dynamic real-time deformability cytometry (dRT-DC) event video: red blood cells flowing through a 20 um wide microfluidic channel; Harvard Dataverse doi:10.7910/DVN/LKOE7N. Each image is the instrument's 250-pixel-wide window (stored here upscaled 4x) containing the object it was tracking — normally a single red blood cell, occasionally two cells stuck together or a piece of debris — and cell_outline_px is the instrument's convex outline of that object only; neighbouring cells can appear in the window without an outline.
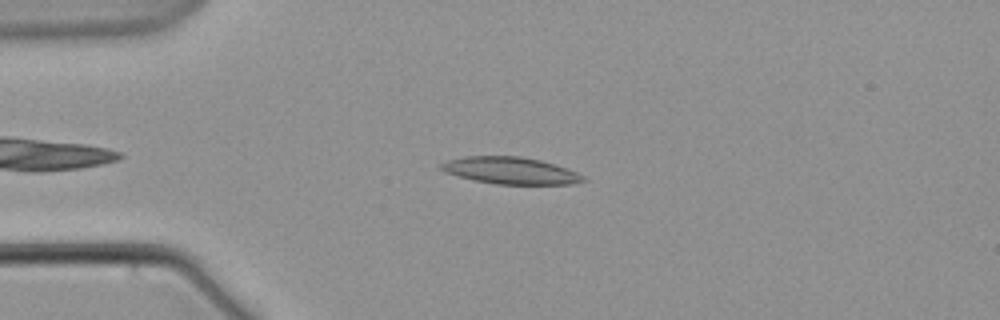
{"species": "common noctule bat (a hibernating species)", "species_latin": "Nyctalus noctula", "temperature_condition": "warm", "stored_images_in_passage": 5, "camera_frame_rate_fps": 3000, "um_per_image_px": 0.085, "animal": {"sex": "male", "body_mass_g": 21.5, "forearm_length_mm": 52.0}, "frame": {"image": 1, "passage_image": 4, "time_ms": 3.667, "image_size_px": [1000, 320], "cell_outline_px": [[588, 180], [572, 184], [496, 184], [476, 180], [444, 172], [440, 168], [440, 164], [448, 160], [464, 156], [520, 156], [540, 160], [576, 172], [584, 176]], "centroid_in_image_um": [43.39, 14.5], "position_along_channel_um": 41.6, "area_um2": 22.02}}